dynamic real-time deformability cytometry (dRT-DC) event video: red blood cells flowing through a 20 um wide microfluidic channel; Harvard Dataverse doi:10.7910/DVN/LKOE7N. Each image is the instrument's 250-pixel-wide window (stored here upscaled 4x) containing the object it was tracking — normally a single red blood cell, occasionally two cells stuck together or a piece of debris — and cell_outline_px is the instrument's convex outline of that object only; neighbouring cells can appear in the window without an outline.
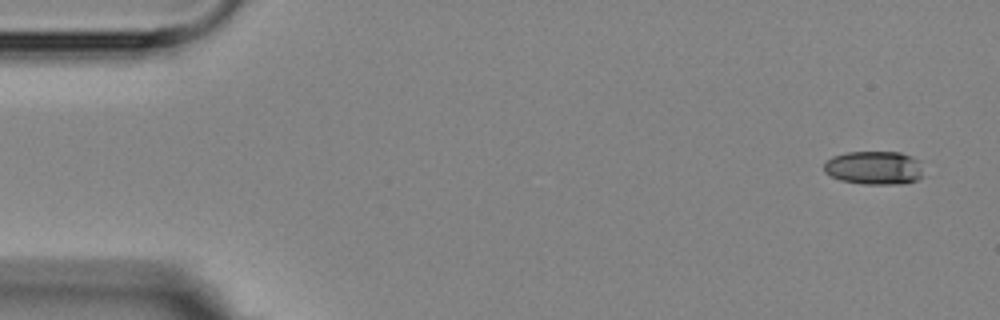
{"species": "Egyptian fruit bat (a non-hibernating species)", "species_latin": "Rousettus aegyptiacus", "temperature_condition": "room temperature", "stored_images_in_passage": 5, "camera_frame_rate_fps": 3000, "um_per_image_px": 0.085, "animal": {"sex": "female"}, "frame": {"image": 1, "passage_image": 1, "time_ms": 0.0, "image_size_px": [1000, 320], "cell_outline_px": [[924, 176], [916, 180], [904, 184], [864, 184], [840, 180], [824, 172], [824, 164], [832, 156], [848, 152], [900, 152], [912, 156], [916, 160]], "centroid_in_image_um": [74.29, 14.27], "position_along_channel_um": 10.7, "area_um2": 19.36}}
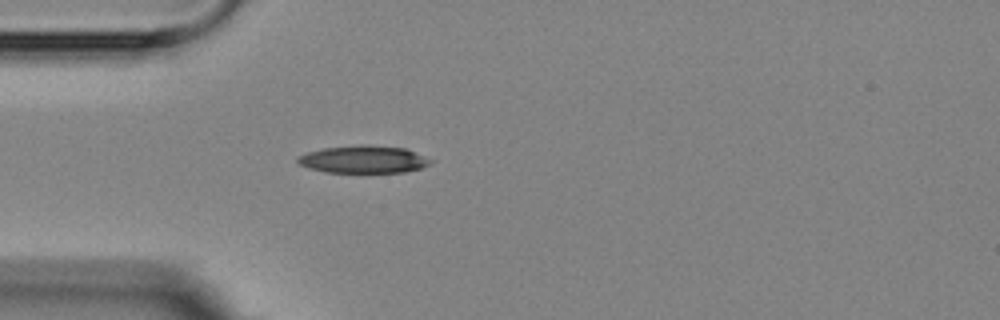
{"frame": {"image": 2, "passage_image": 5, "time_ms": 4.333, "image_size_px": [1000, 320], "cell_outline_px": [[436, 160], [432, 164], [420, 168], [404, 172], [324, 172], [308, 168], [300, 164], [296, 160], [296, 156], [308, 152], [324, 148], [360, 144], [404, 148]], "centroid_in_image_um": [30.91, 13.54], "position_along_channel_um": 54.1, "area_um2": 21.39}}